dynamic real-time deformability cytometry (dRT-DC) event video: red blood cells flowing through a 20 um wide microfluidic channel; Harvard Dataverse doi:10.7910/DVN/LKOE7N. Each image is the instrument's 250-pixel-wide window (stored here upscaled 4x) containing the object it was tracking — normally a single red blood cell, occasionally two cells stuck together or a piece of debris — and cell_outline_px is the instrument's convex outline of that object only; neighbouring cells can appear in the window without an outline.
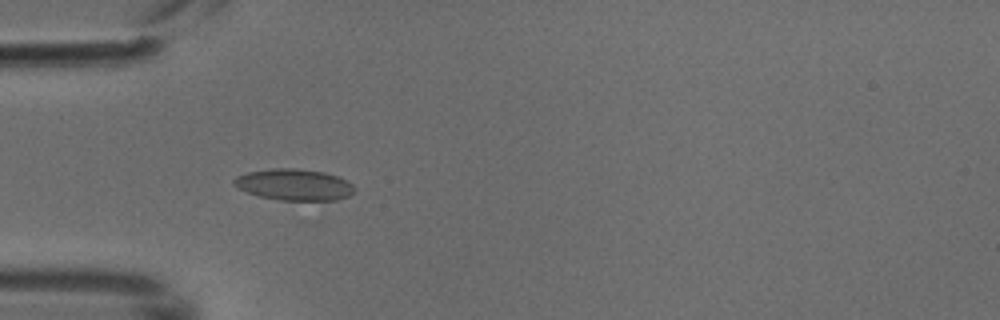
{"species": "common noctule bat (a hibernating species)", "species_latin": "Nyctalus noctula", "temperature_condition": "cold", "stored_images_in_passage": 5, "camera_frame_rate_fps": 3000, "um_per_image_px": 0.085, "animal": {"sex": "male", "body_mass_g": 18.8}, "frame": {"image": 1, "passage_image": 5, "time_ms": 1.333, "image_size_px": [1000, 320], "cell_outline_px": [[356, 188], [348, 196], [336, 200], [280, 200], [260, 196], [248, 192], [232, 184], [232, 180], [236, 176], [248, 172], [272, 168], [296, 168], [324, 172], [336, 176], [352, 184]], "centroid_in_image_um": [24.98, 15.69], "position_along_channel_um": 60.0, "area_um2": 21.85}}